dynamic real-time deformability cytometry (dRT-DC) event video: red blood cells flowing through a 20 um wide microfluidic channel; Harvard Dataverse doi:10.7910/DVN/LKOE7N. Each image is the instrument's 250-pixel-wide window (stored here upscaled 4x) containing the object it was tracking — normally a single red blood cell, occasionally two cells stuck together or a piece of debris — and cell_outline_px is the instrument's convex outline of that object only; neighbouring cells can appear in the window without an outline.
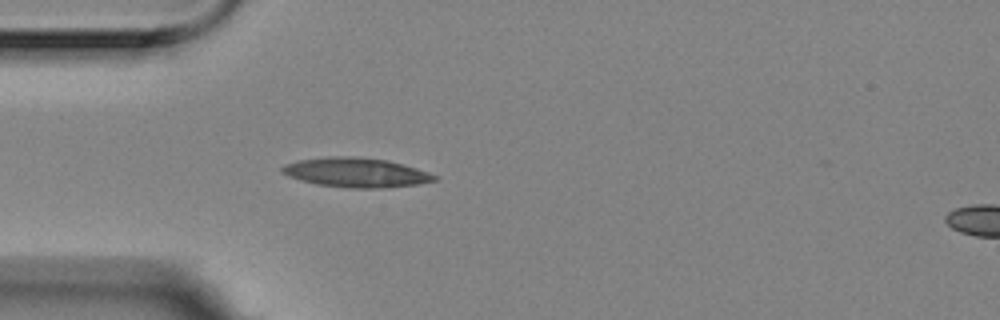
{"species": "Egyptian fruit bat (a non-hibernating species)", "species_latin": "Rousettus aegyptiacus", "temperature_condition": "room temperature", "stored_images_in_passage": 4, "camera_frame_rate_fps": 3000, "um_per_image_px": 0.085, "animal": {"sex": "female"}, "frame": {"image": 1, "passage_image": 4, "time_ms": 1.0, "image_size_px": [1000, 320], "cell_outline_px": [[440, 180], [416, 184], [388, 188], [348, 188], [316, 184], [300, 180], [288, 176], [280, 172], [280, 168], [284, 164], [300, 160], [328, 156], [352, 156], [388, 160], [416, 168], [428, 172], [436, 176]], "centroid_in_image_um": [30.25, 14.67], "position_along_channel_um": 54.8, "area_um2": 26.3}}